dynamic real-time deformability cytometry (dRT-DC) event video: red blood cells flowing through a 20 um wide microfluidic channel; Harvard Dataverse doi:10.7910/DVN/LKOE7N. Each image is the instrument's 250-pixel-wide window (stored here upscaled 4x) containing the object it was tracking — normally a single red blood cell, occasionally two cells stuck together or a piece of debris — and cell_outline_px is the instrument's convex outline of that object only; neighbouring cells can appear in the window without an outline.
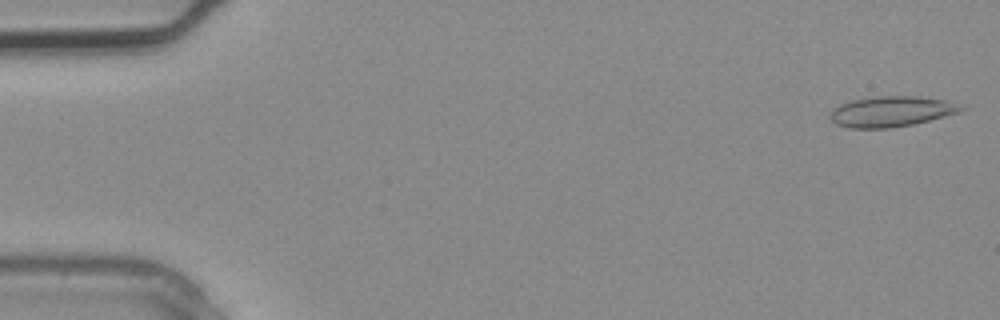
{"species": "common noctule bat (a hibernating species)", "species_latin": "Nyctalus noctula", "temperature_condition": "warm", "stored_images_in_passage": 3, "camera_frame_rate_fps": 3000, "um_per_image_px": 0.085, "animal": {"sex": "male", "body_mass_g": 20.4}, "frame": {"image": 1, "passage_image": 1, "time_ms": 0.0, "image_size_px": [1000, 320], "cell_outline_px": [[968, 108], [960, 112], [912, 124], [892, 128], [848, 128], [836, 124], [828, 116], [832, 108], [848, 100], [876, 96], [916, 96], [944, 100]], "centroid_in_image_um": [75.7, 9.47], "position_along_channel_um": 9.3, "area_um2": 23.35}}
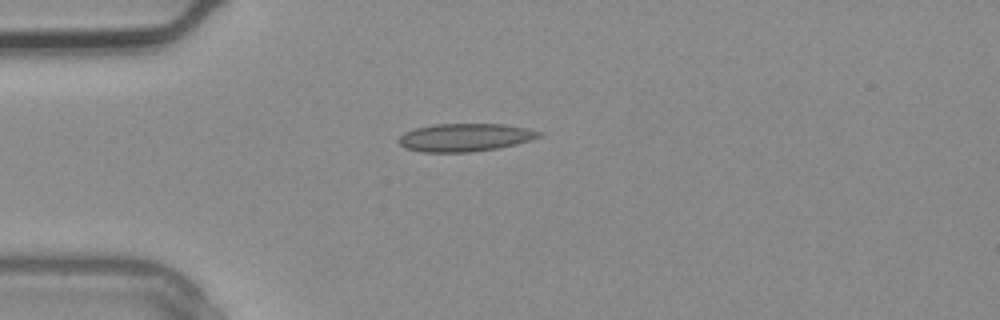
{"frame": {"image": 2, "passage_image": 3, "time_ms": 0.667, "image_size_px": [1000, 320], "cell_outline_px": [[544, 132], [540, 136], [516, 144], [496, 148], [468, 152], [424, 152], [404, 148], [396, 140], [404, 132], [416, 128], [432, 124], [504, 124], [528, 128]], "centroid_in_image_um": [39.5, 11.67], "position_along_channel_um": 45.5, "area_um2": 22.83}}